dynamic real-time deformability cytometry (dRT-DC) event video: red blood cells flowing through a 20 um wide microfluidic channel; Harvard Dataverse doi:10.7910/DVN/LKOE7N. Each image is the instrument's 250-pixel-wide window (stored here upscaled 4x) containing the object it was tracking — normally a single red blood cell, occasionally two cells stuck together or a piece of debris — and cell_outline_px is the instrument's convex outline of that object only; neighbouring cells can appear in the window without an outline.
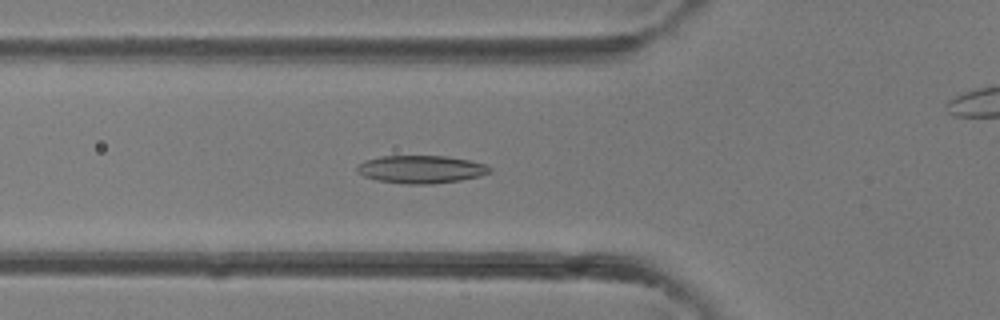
{"species": "common noctule bat (a hibernating species)", "species_latin": "Nyctalus noctula", "temperature_condition": "room temperature", "stored_images_in_passage": 32, "camera_frame_rate_fps": 3000, "um_per_image_px": 0.085, "animal": {"sex": "female"}, "frame": {"image": 1, "passage_image": 13, "time_ms": 4.0, "image_size_px": [1000, 320], "cell_outline_px": [[492, 172], [480, 176], [460, 180], [432, 184], [408, 184], [376, 180], [364, 176], [356, 172], [356, 168], [364, 160], [380, 156], [448, 156], [468, 160], [484, 164], [492, 168]], "centroid_in_image_um": [35.78, 14.39], "position_along_channel_um": 90.0, "area_um2": 21.56}}
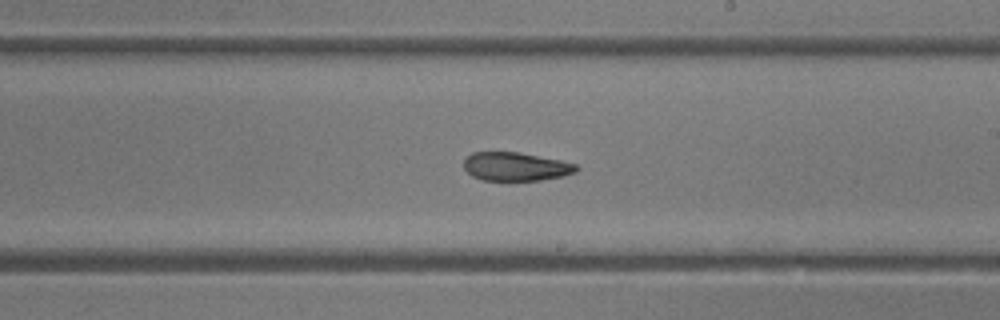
{"frame": {"image": 2, "passage_image": 22, "time_ms": 7.0, "image_size_px": [1000, 320], "cell_outline_px": [[580, 168], [576, 172], [564, 176], [540, 180], [484, 180], [472, 176], [464, 168], [464, 160], [472, 152], [520, 152], [560, 160], [576, 164]], "centroid_in_image_um": [43.86, 14.15], "position_along_channel_um": 245.1, "area_um2": 18.73}}
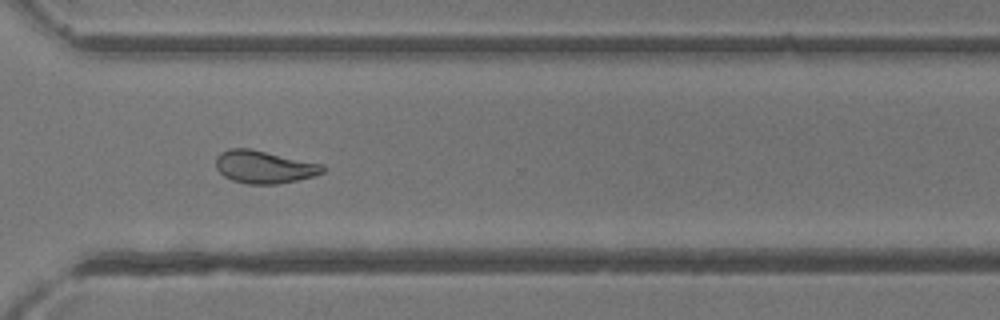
{"frame": {"image": 3, "passage_image": 28, "time_ms": 9.0, "image_size_px": [1000, 320], "cell_outline_px": [[324, 172], [312, 176], [296, 180], [276, 184], [248, 184], [232, 180], [224, 176], [216, 168], [216, 156], [220, 152], [228, 148], [252, 148], [324, 164]], "centroid_in_image_um": [22.43, 14.17], "position_along_channel_um": 348.2, "area_um2": 20.52}}